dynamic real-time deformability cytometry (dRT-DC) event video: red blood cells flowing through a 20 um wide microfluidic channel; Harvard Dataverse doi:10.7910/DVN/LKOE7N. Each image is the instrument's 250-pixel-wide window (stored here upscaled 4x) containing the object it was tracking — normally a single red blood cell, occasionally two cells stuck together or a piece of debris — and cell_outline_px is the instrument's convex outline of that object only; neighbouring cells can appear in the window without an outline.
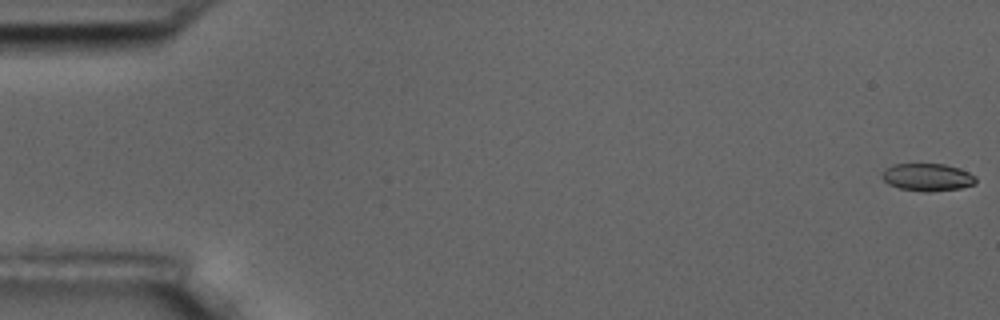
{"species": "common noctule bat (a hibernating species)", "species_latin": "Nyctalus noctula", "temperature_condition": "room temperature", "stored_images_in_passage": 5, "camera_frame_rate_fps": 3000, "um_per_image_px": 0.085, "animal": {"sex": "male", "body_mass_g": 17.5, "forearm_length_mm": 52.3}, "frame": {"image": 1, "passage_image": 1, "time_ms": 0.0, "image_size_px": [1000, 320], "cell_outline_px": [[976, 184], [960, 188], [928, 192], [924, 192], [900, 188], [888, 184], [880, 176], [884, 168], [892, 164], [944, 164], [960, 168], [976, 176]], "centroid_in_image_um": [78.82, 15.06], "position_along_channel_um": 6.2, "area_um2": 15.2}}
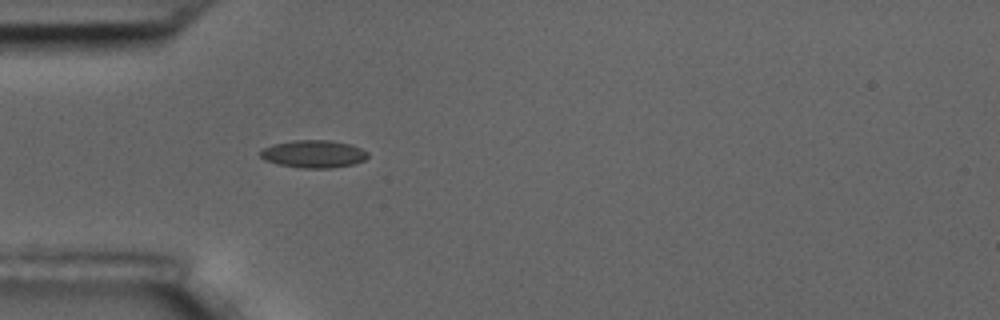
{"frame": {"image": 2, "passage_image": 5, "time_ms": 5.667, "image_size_px": [1000, 320], "cell_outline_px": [[368, 156], [364, 160], [352, 164], [332, 168], [300, 168], [280, 164], [264, 160], [260, 156], [260, 152], [264, 148], [272, 144], [292, 140], [328, 140], [352, 144], [368, 152]], "centroid_in_image_um": [26.65, 13.08], "position_along_channel_um": 58.3, "area_um2": 17.28}}